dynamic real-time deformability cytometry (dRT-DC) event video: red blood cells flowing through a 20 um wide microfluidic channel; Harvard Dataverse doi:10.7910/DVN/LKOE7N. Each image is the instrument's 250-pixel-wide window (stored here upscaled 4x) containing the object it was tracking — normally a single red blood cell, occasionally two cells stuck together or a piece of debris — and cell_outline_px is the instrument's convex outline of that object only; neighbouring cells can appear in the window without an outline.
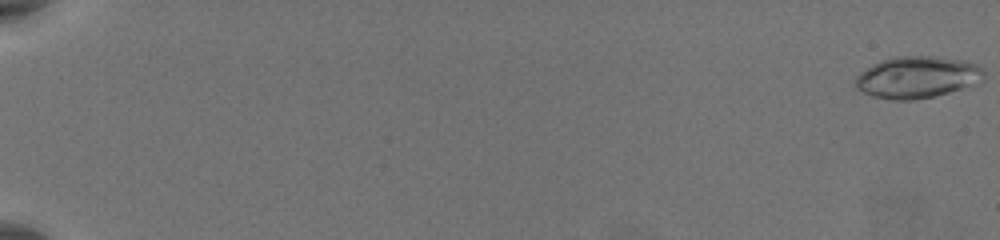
{"species": "common noctule bat (a hibernating species)", "species_latin": "Nyctalus noctula", "temperature_condition": "warm", "stored_images_in_passage": 58, "camera_frame_rate_fps": 3000, "um_per_image_px": 0.085, "animal": {"sex": "female", "body_mass_g": 19.5, "forearm_length_mm": 54.1}, "frame": {"image": 1, "passage_image": 1, "time_ms": 0.0, "image_size_px": [1000, 240], "cell_outline_px": [[984, 80], [976, 84], [948, 92], [932, 96], [912, 100], [892, 100], [872, 96], [860, 92], [852, 84], [856, 76], [860, 72], [872, 64], [880, 60], [896, 56], [932, 56], [960, 60], [976, 64], [984, 72]], "centroid_in_image_um": [77.89, 6.57], "position_along_channel_um": 7.1, "area_um2": 31.39}}
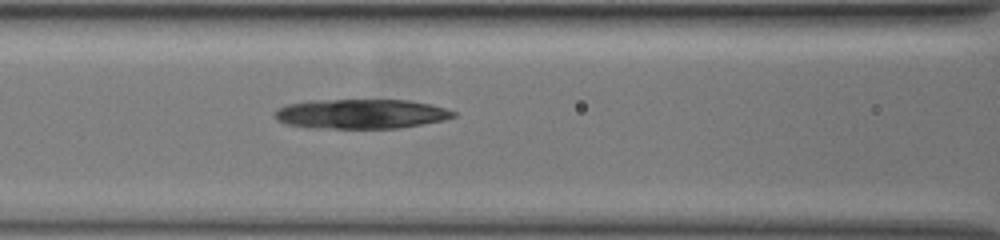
{"frame": {"image": 2, "passage_image": 29, "time_ms": 9.333, "image_size_px": [1000, 240], "cell_outline_px": [[456, 116], [444, 120], [400, 128], [308, 128], [284, 124], [276, 120], [276, 108], [288, 104], [308, 100], [408, 100], [432, 104], [456, 112]], "centroid_in_image_um": [30.66, 9.68], "position_along_channel_um": 135.9, "area_um2": 31.04}}
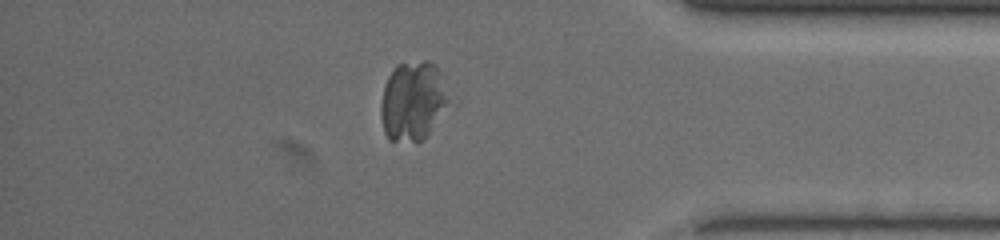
{"frame": {"image": 3, "passage_image": 51, "time_ms": 16.667, "image_size_px": [1000, 240], "cell_outline_px": [[452, 100], [424, 140], [416, 144], [388, 140], [384, 132], [380, 116], [380, 104], [384, 84], [392, 68], [396, 64], [424, 60], [428, 60], [436, 64], [440, 72]], "centroid_in_image_um": [35.1, 8.6], "position_along_channel_um": 400.1, "area_um2": 32.43}}